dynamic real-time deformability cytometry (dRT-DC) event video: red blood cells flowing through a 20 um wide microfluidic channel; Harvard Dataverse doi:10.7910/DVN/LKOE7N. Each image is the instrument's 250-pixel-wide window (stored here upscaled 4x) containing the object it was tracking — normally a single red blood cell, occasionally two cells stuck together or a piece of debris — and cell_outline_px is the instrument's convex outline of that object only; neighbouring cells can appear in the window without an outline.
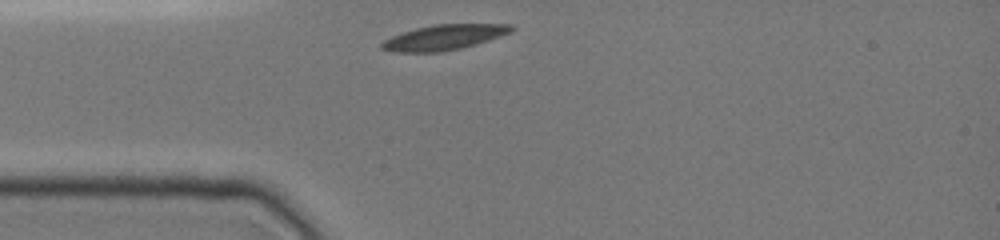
{"species": "common noctule bat (a hibernating species)", "species_latin": "Nyctalus noctula", "temperature_condition": "cold", "stored_images_in_passage": 33, "camera_frame_rate_fps": 3000, "um_per_image_px": 0.085, "animal": {"sex": "female", "body_mass_g": 19.0, "forearm_length_mm": 51.5}, "frame": {"image": 1, "passage_image": 1, "time_ms": 0.0, "image_size_px": [1000, 240], "cell_outline_px": [[516, 28], [512, 32], [476, 44], [460, 48], [440, 52], [392, 52], [380, 48], [380, 44], [384, 40], [392, 36], [416, 28], [432, 24], [512, 24]], "centroid_in_image_um": [37.75, 3.17], "position_along_channel_um": 47.3, "area_um2": 19.07}}
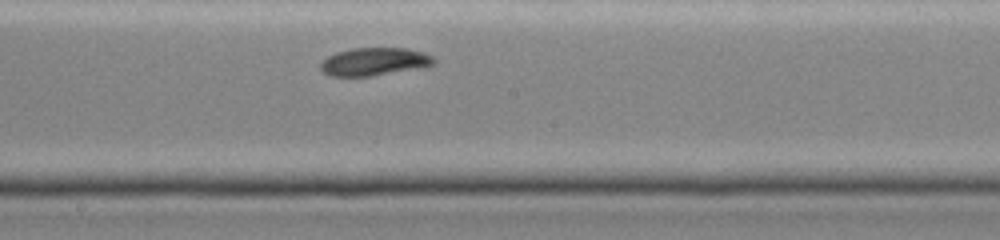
{"frame": {"image": 2, "passage_image": 19, "time_ms": 4.667, "image_size_px": [1000, 240], "cell_outline_px": [[436, 60], [432, 64], [424, 68], [372, 76], [328, 76], [320, 68], [320, 64], [328, 56], [336, 52], [352, 48], [408, 48], [424, 52], [432, 56]], "centroid_in_image_um": [31.84, 5.24], "position_along_channel_um": 216.4, "area_um2": 18.61}}
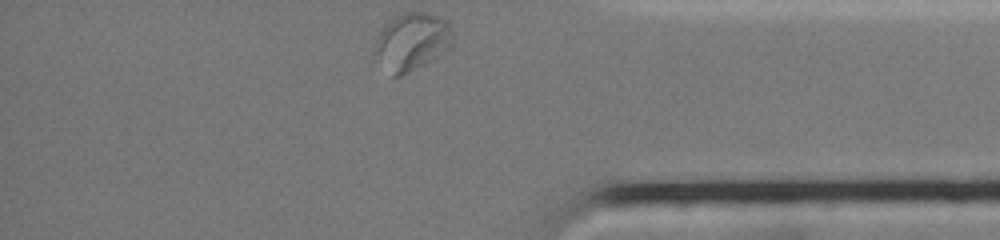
{"frame": {"image": 3, "passage_image": 33, "time_ms": 9.667, "image_size_px": [1000, 240], "cell_outline_px": [[452, 48], [424, 64], [400, 76], [392, 76], [376, 44], [376, 40], [380, 28], [384, 20], [392, 16], [404, 12], [428, 12], [448, 20], [452, 28]], "centroid_in_image_um": [35.1, 3.44], "position_along_channel_um": 400.1, "area_um2": 25.78}, "authors_computed_cell_mechanics": {"area_um2": 19.074, "velocity_mm_per_s": 3.8077, "shape_relaxation_time_tau1_ms": 5.6142, "shape_relaxation_time_tau2_ms": 4.4227, "deformation_change_tau1": 0.1463, "deformation_change_tau2": 0.0654}}